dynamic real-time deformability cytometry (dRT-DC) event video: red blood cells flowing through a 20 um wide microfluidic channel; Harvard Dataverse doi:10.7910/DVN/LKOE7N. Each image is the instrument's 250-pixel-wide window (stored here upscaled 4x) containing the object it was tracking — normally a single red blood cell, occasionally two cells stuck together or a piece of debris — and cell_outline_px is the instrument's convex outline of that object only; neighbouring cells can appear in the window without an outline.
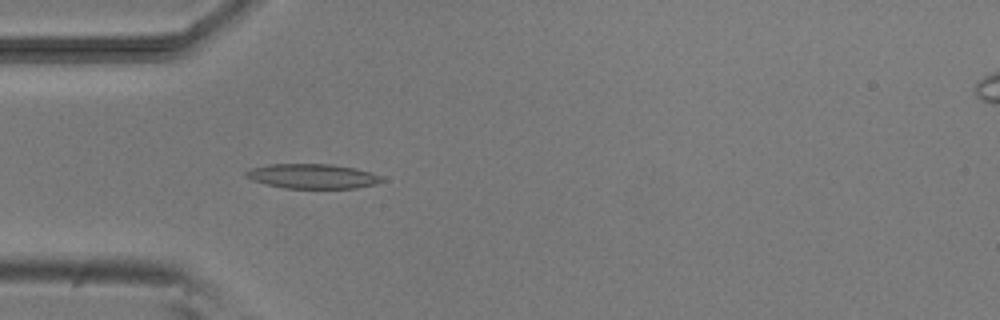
{"species": "common noctule bat (a hibernating species)", "species_latin": "Nyctalus noctula", "temperature_condition": "room temperature", "stored_images_in_passage": 3, "camera_frame_rate_fps": 3000, "um_per_image_px": 0.085, "animal": {"sex": "male", "body_mass_g": 20.5, "forearm_length_mm": 52.5}, "frame": {"image": 1, "passage_image": 3, "time_ms": 2.333, "image_size_px": [1000, 320], "cell_outline_px": [[388, 180], [376, 184], [356, 188], [284, 188], [252, 180], [244, 176], [244, 172], [252, 168], [268, 164], [332, 164], [356, 168], [380, 176]], "centroid_in_image_um": [26.58, 14.98], "position_along_channel_um": 58.4, "area_um2": 19.54}}